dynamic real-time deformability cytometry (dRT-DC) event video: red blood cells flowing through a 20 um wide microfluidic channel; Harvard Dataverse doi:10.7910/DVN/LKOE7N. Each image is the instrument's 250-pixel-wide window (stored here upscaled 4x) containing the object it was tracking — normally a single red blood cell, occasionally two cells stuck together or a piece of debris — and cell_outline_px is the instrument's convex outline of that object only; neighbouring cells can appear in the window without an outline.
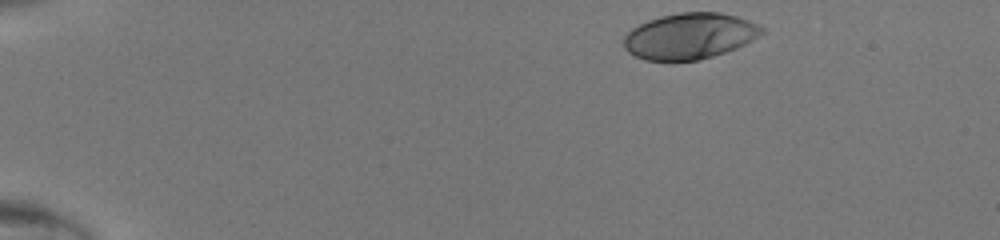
{"species": "human", "species_latin": "Homo sapiens", "temperature_condition": "room temperature", "stored_images_in_passage": 10, "camera_frame_rate_fps": 3000, "um_per_image_px": 0.085, "donor": {"sex": "male"}, "frame": {"image": 1, "passage_image": 1, "time_ms": 0.0, "image_size_px": [1000, 240], "cell_outline_px": [[764, 32], [752, 40], [736, 48], [700, 60], [672, 64], [644, 60], [628, 52], [624, 48], [624, 36], [632, 28], [648, 20], [660, 16], [680, 12], [720, 12], [736, 16], [748, 20], [764, 28]], "centroid_in_image_um": [58.58, 3.1], "position_along_channel_um": 26.4, "area_um2": 37.63}}